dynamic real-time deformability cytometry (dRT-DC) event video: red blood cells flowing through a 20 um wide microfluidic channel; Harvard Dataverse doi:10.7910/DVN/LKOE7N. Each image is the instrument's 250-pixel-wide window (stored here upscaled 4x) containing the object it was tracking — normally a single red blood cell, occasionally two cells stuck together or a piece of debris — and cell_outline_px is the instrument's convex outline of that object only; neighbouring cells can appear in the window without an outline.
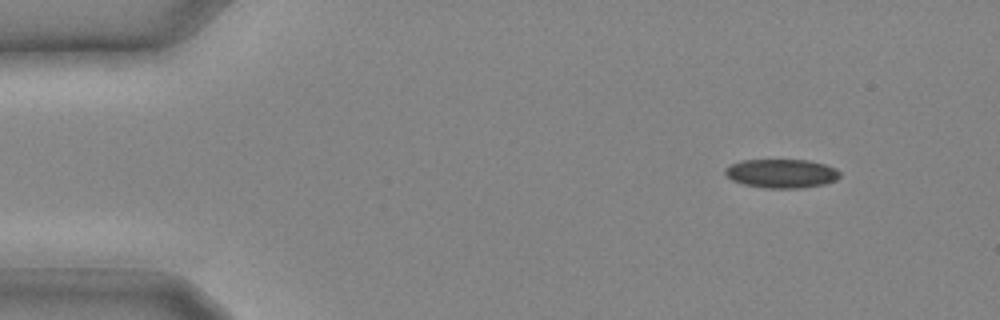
{"species": "common noctule bat (a hibernating species)", "species_latin": "Nyctalus noctula", "temperature_condition": "cold", "stored_images_in_passage": 8, "camera_frame_rate_fps": 3000, "um_per_image_px": 0.085, "animal": {"sex": "male", "body_mass_g": 20.4}, "frame": {"image": 1, "passage_image": 1, "time_ms": 0.0, "image_size_px": [1000, 320], "cell_outline_px": [[840, 176], [836, 180], [824, 184], [800, 188], [764, 188], [744, 184], [732, 180], [724, 172], [724, 168], [740, 160], [808, 160], [824, 164], [836, 168], [840, 172]], "centroid_in_image_um": [66.43, 14.74], "position_along_channel_um": 18.6, "area_um2": 19.31}}
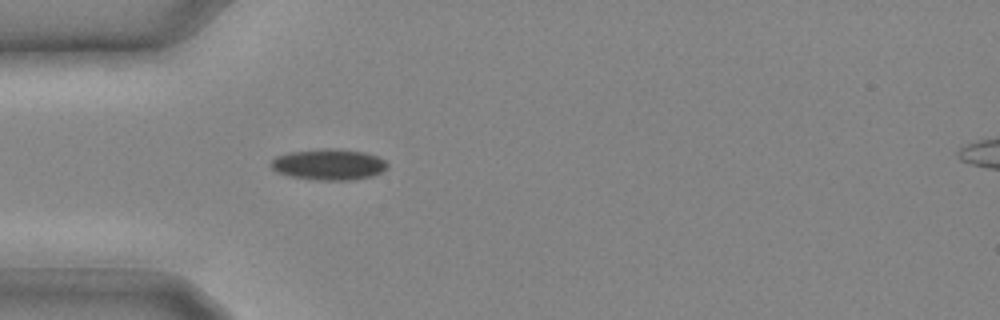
{"frame": {"image": 2, "passage_image": 6, "time_ms": 1.667, "image_size_px": [1000, 320], "cell_outline_px": [[388, 168], [372, 176], [348, 180], [316, 180], [288, 176], [276, 172], [268, 164], [276, 156], [292, 152], [328, 148], [332, 148], [364, 152], [376, 156], [384, 160], [388, 164]], "centroid_in_image_um": [27.92, 13.99], "position_along_channel_um": 57.1, "area_um2": 20.98}}
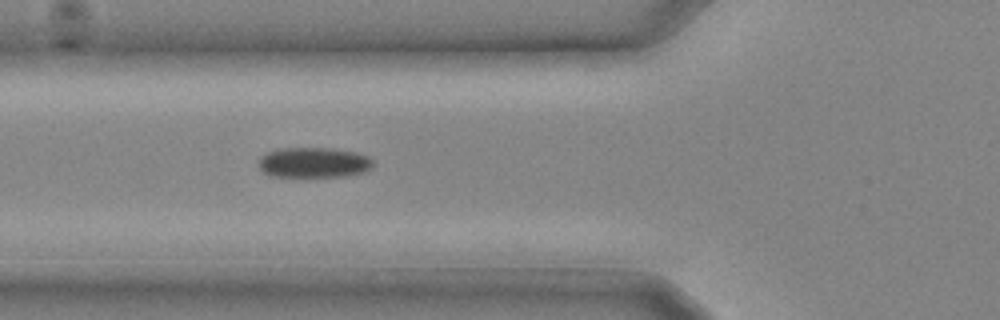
{"frame": {"image": 3, "passage_image": 8, "time_ms": 2.333, "image_size_px": [1000, 320], "cell_outline_px": [[372, 168], [364, 172], [348, 176], [272, 176], [264, 172], [260, 168], [260, 156], [268, 152], [284, 148], [332, 148], [356, 152], [368, 156], [372, 160]], "centroid_in_image_um": [26.71, 13.81], "position_along_channel_um": 99.1, "area_um2": 20.06}}